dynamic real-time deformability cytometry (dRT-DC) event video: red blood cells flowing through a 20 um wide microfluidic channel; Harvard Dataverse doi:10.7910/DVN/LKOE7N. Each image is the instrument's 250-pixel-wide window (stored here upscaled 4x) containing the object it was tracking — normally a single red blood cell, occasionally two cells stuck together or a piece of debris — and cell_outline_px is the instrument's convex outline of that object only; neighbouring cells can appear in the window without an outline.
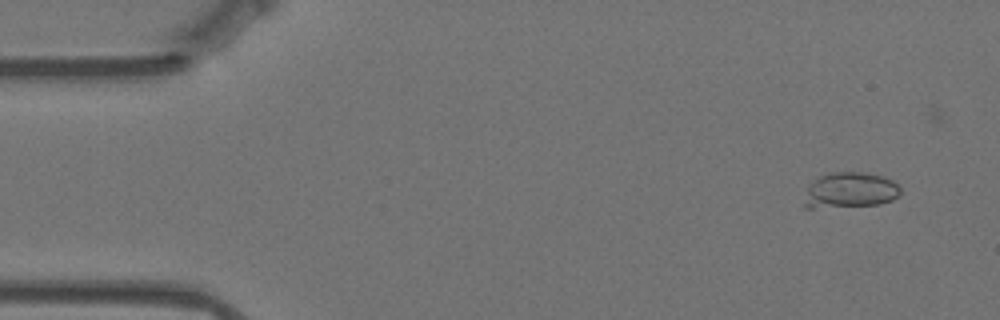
{"species": "Egyptian fruit bat (a non-hibernating species)", "species_latin": "Rousettus aegyptiacus", "temperature_condition": "warm", "stored_images_in_passage": 61, "camera_frame_rate_fps": 3000, "um_per_image_px": 0.085, "animal": {"sex": "female"}, "frame": {"image": 1, "passage_image": 7, "time_ms": 2.0, "image_size_px": [1000, 320], "cell_outline_px": [[900, 192], [892, 200], [880, 204], [812, 208], [804, 208], [804, 204], [808, 188], [820, 176], [832, 172], [860, 172], [884, 176], [892, 180], [900, 188]], "centroid_in_image_um": [72.27, 16.17], "position_along_channel_um": 12.7, "area_um2": 19.65}}
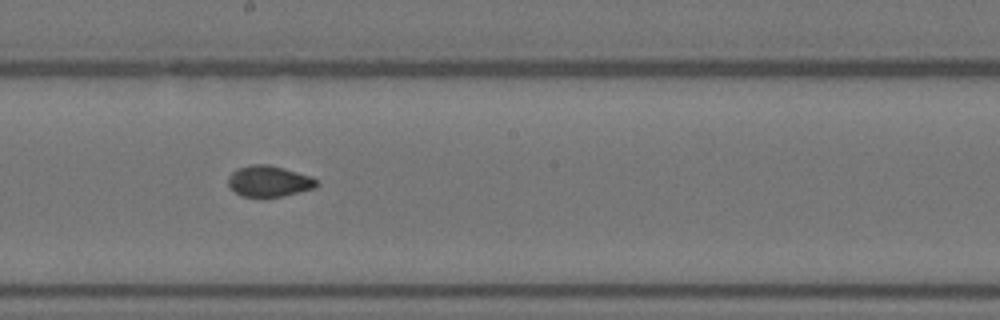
{"frame": {"image": 2, "passage_image": 34, "time_ms": 11.0, "image_size_px": [1000, 320], "cell_outline_px": [[320, 184], [316, 188], [284, 196], [240, 196], [228, 184], [228, 176], [236, 168], [248, 164], [268, 164], [284, 168], [308, 176], [316, 180]], "centroid_in_image_um": [22.85, 15.39], "position_along_channel_um": 225.3, "area_um2": 15.95}}
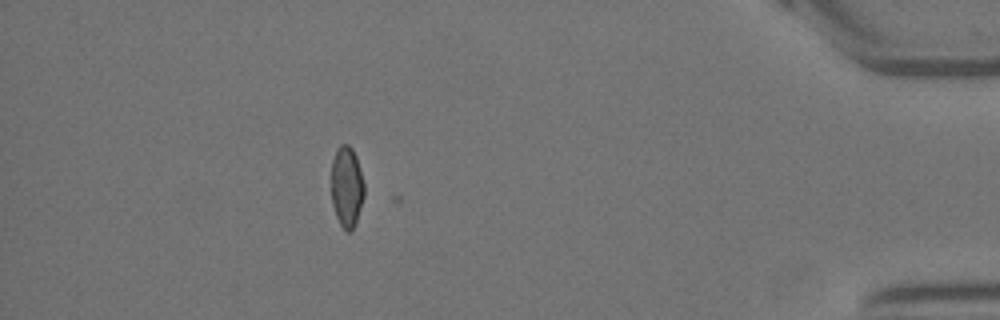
{"frame": {"image": 3, "passage_image": 54, "time_ms": 17.667, "image_size_px": [1000, 320], "cell_outline_px": [[364, 196], [352, 232], [348, 232], [340, 224], [336, 216], [332, 204], [332, 160], [336, 148], [340, 144], [348, 144], [352, 148], [356, 156], [364, 184]], "centroid_in_image_um": [29.46, 15.85], "position_along_channel_um": 405.7, "area_um2": 15.43}}